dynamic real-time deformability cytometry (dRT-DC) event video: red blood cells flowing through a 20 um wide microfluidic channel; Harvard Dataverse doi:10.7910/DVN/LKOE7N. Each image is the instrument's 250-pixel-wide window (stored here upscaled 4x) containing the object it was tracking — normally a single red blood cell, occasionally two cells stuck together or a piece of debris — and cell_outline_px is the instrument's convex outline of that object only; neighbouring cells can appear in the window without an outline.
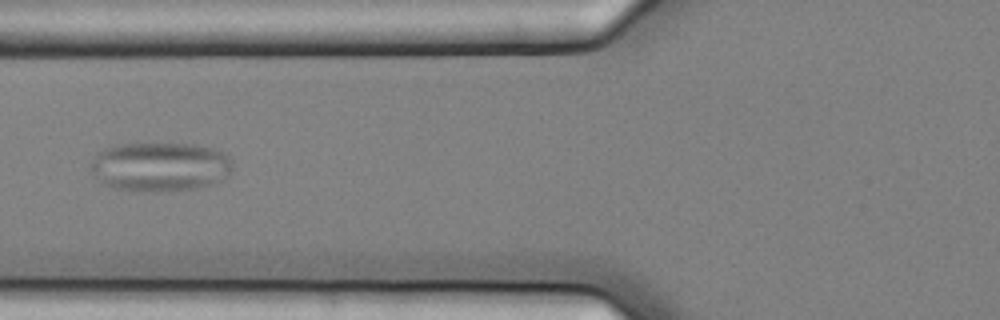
{"species": "common noctule bat (a hibernating species)", "species_latin": "Nyctalus noctula", "temperature_condition": "cold", "stored_images_in_passage": 7, "camera_frame_rate_fps": 3000, "um_per_image_px": 0.085, "animal": {"sex": "female", "body_mass_g": 25.1}, "frame": {"image": 1, "passage_image": 7, "time_ms": 2.0, "image_size_px": [1000, 320], "cell_outline_px": [[232, 168], [228, 176], [212, 184], [196, 188], [160, 192], [148, 192], [116, 188], [104, 184], [92, 172], [92, 160], [96, 152], [104, 148], [116, 144], [192, 144], [212, 148], [224, 152], [232, 160]], "centroid_in_image_um": [13.62, 14.17], "position_along_channel_um": 112.2, "area_um2": 40.81}}